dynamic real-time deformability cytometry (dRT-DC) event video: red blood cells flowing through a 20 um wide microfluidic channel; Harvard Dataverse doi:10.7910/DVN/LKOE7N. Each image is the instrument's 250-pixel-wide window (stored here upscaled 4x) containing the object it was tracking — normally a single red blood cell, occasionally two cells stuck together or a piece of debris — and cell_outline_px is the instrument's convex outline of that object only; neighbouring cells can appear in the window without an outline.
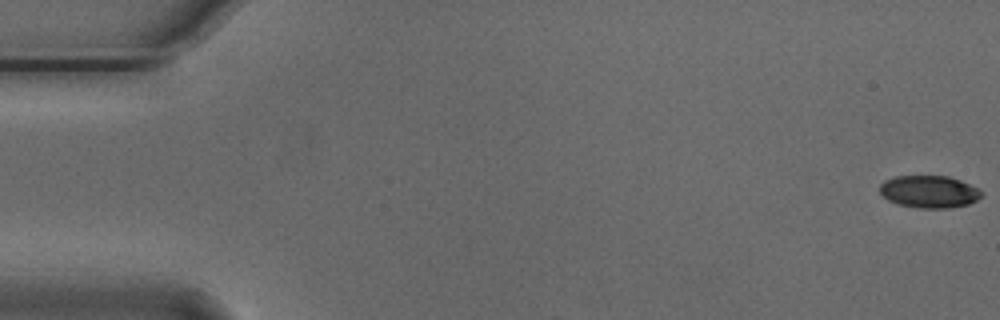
{"species": "Egyptian fruit bat (a non-hibernating species)", "species_latin": "Rousettus aegyptiacus", "temperature_condition": "cold", "stored_images_in_passage": 6, "camera_frame_rate_fps": 3000, "um_per_image_px": 0.085, "animal": {"sex": "male"}, "frame": {"image": 1, "passage_image": 1, "time_ms": 0.0, "image_size_px": [1000, 320], "cell_outline_px": [[984, 192], [976, 200], [968, 204], [948, 208], [920, 208], [900, 204], [888, 200], [880, 192], [880, 184], [884, 180], [896, 176], [948, 176], [960, 180]], "centroid_in_image_um": [78.97, 16.28], "position_along_channel_um": 6.0, "area_um2": 18.96}}